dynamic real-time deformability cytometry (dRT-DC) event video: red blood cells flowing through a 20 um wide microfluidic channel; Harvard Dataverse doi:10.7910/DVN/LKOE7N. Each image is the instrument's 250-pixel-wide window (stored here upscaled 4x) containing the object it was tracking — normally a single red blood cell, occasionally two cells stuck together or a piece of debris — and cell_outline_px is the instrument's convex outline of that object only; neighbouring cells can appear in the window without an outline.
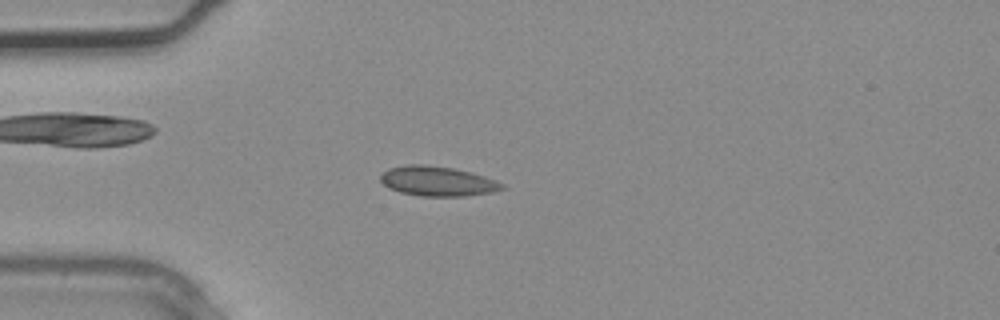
{"species": "common noctule bat (a hibernating species)", "species_latin": "Nyctalus noctula", "temperature_condition": "warm", "stored_images_in_passage": 3, "camera_frame_rate_fps": 3000, "um_per_image_px": 0.085, "animal": {"sex": "male", "body_mass_g": 20.4}, "frame": {"image": 1, "passage_image": 3, "time_ms": 0.667, "image_size_px": [1000, 320], "cell_outline_px": [[508, 188], [492, 192], [464, 196], [420, 196], [400, 192], [384, 184], [380, 180], [380, 176], [388, 168], [408, 164], [428, 164], [452, 168], [472, 172], [496, 180], [504, 184]], "centroid_in_image_um": [37.23, 15.39], "position_along_channel_um": 47.8, "area_um2": 21.15}}